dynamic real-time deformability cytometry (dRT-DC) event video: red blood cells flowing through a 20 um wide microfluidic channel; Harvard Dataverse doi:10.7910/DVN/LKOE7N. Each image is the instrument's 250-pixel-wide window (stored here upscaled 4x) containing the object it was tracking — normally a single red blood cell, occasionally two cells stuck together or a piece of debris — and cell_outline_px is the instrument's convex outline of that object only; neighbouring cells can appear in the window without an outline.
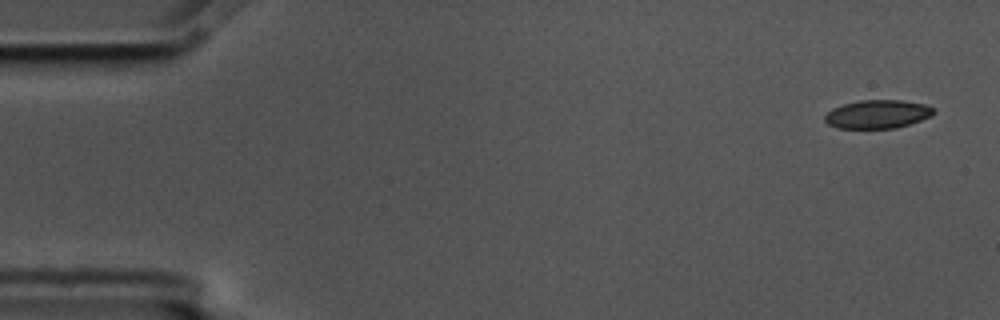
{"species": "common noctule bat (a hibernating species)", "species_latin": "Nyctalus noctula", "temperature_condition": "cold", "stored_images_in_passage": 4, "camera_frame_rate_fps": 3000, "um_per_image_px": 0.085, "animal": {"sex": "male", "body_mass_g": 17.5, "forearm_length_mm": 52.3}, "frame": {"image": 1, "passage_image": 1, "time_ms": 0.0, "image_size_px": [1000, 320], "cell_outline_px": [[936, 112], [932, 116], [896, 128], [836, 128], [828, 124], [824, 120], [824, 116], [832, 108], [844, 104], [860, 100], [900, 100], [924, 104], [936, 108]], "centroid_in_image_um": [74.6, 9.7], "position_along_channel_um": 10.4, "area_um2": 18.09}}